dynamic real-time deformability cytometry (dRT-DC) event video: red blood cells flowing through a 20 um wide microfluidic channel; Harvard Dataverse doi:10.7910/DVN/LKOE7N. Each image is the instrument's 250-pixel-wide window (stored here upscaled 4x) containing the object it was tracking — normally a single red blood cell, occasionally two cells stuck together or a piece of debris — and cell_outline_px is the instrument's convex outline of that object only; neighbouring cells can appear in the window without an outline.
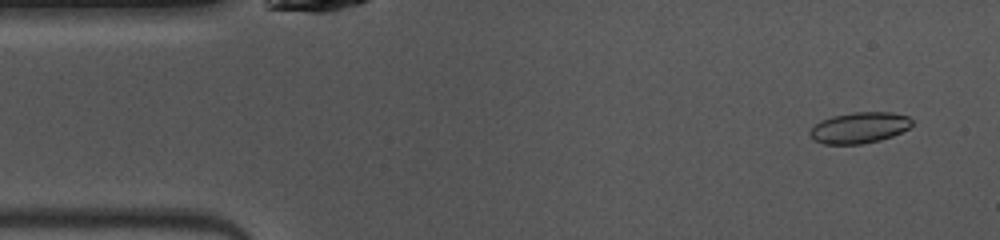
{"species": "common noctule bat (a hibernating species)", "species_latin": "Nyctalus noctula", "temperature_condition": "warm", "stored_images_in_passage": 13, "camera_frame_rate_fps": 3000, "um_per_image_px": 0.085, "animal": {"sex": "female", "body_mass_g": 10.0, "forearm_length_mm": 53.1}, "frame": {"image": 1, "passage_image": 3, "time_ms": 0.667, "image_size_px": [1000, 240], "cell_outline_px": [[912, 124], [908, 128], [892, 136], [880, 140], [860, 144], [824, 144], [812, 140], [808, 132], [820, 120], [832, 116], [852, 112], [892, 112], [908, 116], [912, 120]], "centroid_in_image_um": [73.01, 10.85], "position_along_channel_um": 12.0, "area_um2": 18.5}}
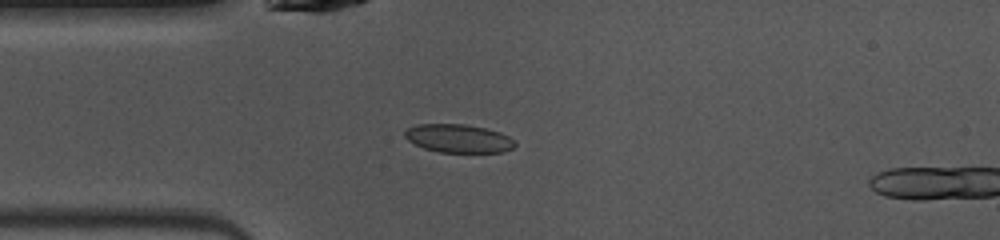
{"frame": {"image": 2, "passage_image": 11, "time_ms": 3.333, "image_size_px": [1000, 240], "cell_outline_px": [[516, 144], [512, 148], [504, 152], [440, 152], [424, 148], [408, 140], [404, 136], [404, 132], [408, 128], [416, 124], [464, 124], [484, 128], [500, 132], [516, 140]], "centroid_in_image_um": [38.98, 11.76], "position_along_channel_um": 46.0, "area_um2": 18.15}}